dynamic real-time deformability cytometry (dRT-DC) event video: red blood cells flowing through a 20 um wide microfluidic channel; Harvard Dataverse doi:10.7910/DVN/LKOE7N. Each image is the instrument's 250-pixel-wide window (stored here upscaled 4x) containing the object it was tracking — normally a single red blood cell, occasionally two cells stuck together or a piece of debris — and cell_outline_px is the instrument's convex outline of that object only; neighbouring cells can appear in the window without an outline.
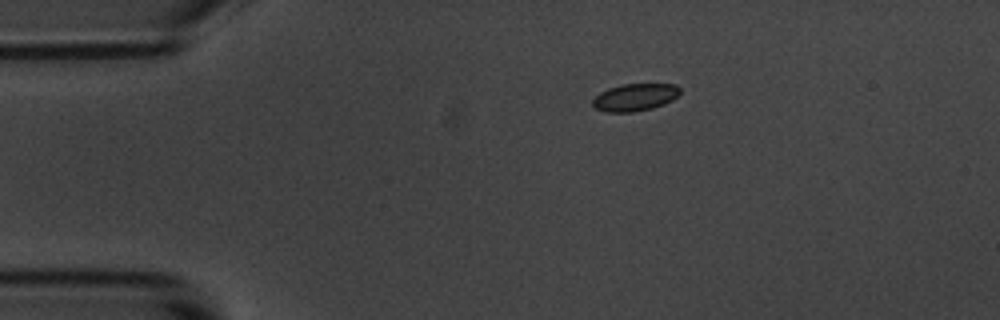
{"species": "common noctule bat (a hibernating species)", "species_latin": "Nyctalus noctula", "temperature_condition": "room temperature", "stored_images_in_passage": 7, "camera_frame_rate_fps": 3000, "um_per_image_px": 0.085, "animal": {"sex": "male", "body_mass_g": 20.1, "forearm_length_mm": 53.5}, "frame": {"image": 1, "passage_image": 1, "time_ms": 0.0, "image_size_px": [1000, 320], "cell_outline_px": [[680, 92], [672, 100], [664, 104], [652, 108], [632, 112], [604, 112], [596, 108], [592, 104], [592, 100], [600, 92], [608, 88], [624, 84], [676, 84], [680, 88]], "centroid_in_image_um": [53.96, 8.27], "position_along_channel_um": 31.0, "area_um2": 13.87}}
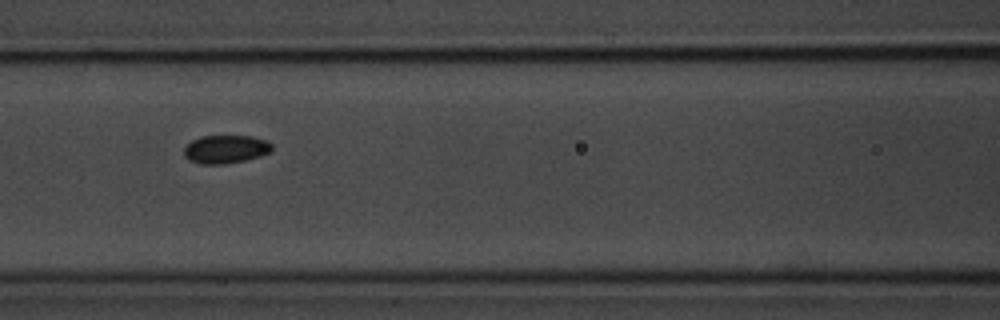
{"frame": {"image": 2, "passage_image": 5, "time_ms": 4.667, "image_size_px": [1000, 320], "cell_outline_px": [[272, 152], [260, 156], [244, 160], [220, 164], [200, 164], [188, 160], [184, 156], [184, 148], [192, 140], [200, 136], [252, 136], [268, 140], [272, 144]], "centroid_in_image_um": [19.19, 12.67], "position_along_channel_um": 147.4, "area_um2": 14.57}}
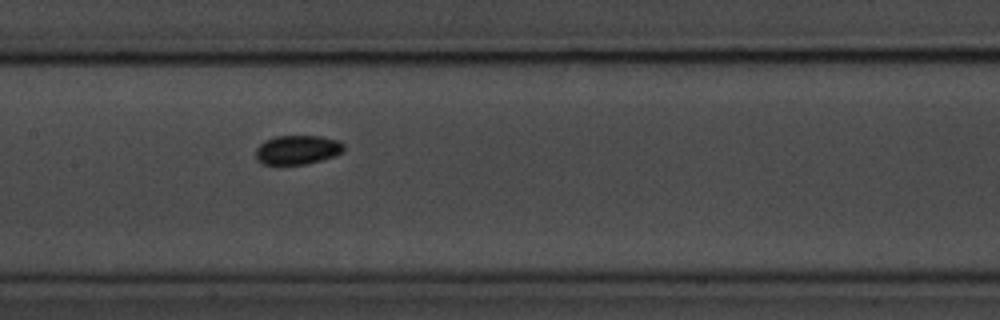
{"frame": {"image": 3, "passage_image": 6, "time_ms": 5.667, "image_size_px": [1000, 320], "cell_outline_px": [[344, 148], [340, 152], [332, 156], [320, 160], [304, 164], [264, 164], [256, 160], [256, 148], [264, 140], [276, 136], [320, 136], [340, 140], [344, 144]], "centroid_in_image_um": [25.25, 12.72], "position_along_channel_um": 182.1, "area_um2": 14.85}}